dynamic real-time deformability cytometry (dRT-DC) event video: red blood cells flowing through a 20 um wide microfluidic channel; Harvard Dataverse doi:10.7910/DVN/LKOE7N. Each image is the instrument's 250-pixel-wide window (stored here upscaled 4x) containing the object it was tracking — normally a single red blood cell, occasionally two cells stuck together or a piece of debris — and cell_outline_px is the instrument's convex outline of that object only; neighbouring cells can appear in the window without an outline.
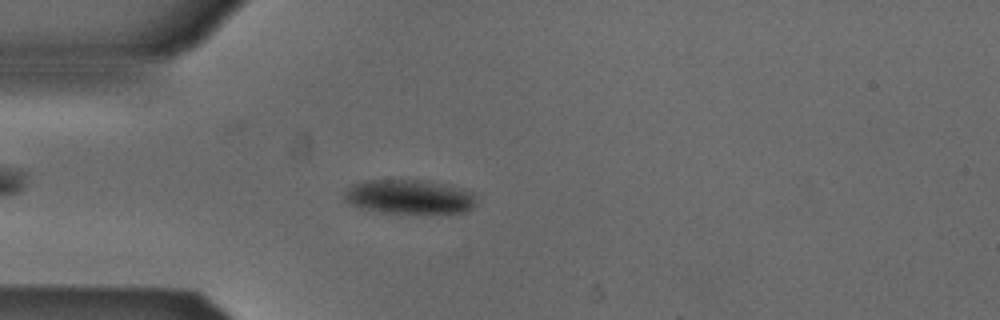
{"species": "Egyptian fruit bat (a non-hibernating species)", "species_latin": "Rousettus aegyptiacus", "temperature_condition": "cold", "stored_images_in_passage": 53, "camera_frame_rate_fps": 3000, "um_per_image_px": 0.085, "animal": {"sex": "male"}, "frame": {"image": 1, "passage_image": 14, "time_ms": 4.333, "image_size_px": [1000, 320], "cell_outline_px": [[476, 204], [468, 212], [384, 212], [364, 208], [352, 204], [344, 200], [344, 192], [348, 184], [364, 180], [428, 180], [460, 188], [472, 192], [476, 196]], "centroid_in_image_um": [34.78, 16.7], "position_along_channel_um": 50.2, "area_um2": 26.24}}
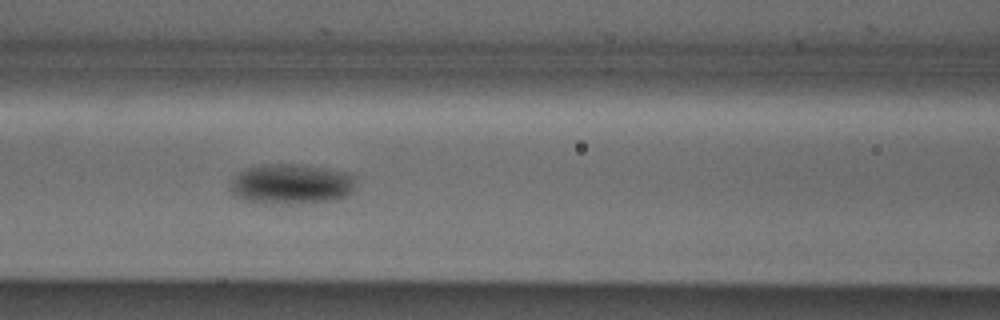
{"frame": {"image": 2, "passage_image": 22, "time_ms": 7.0, "image_size_px": [1000, 320], "cell_outline_px": [[356, 176], [352, 192], [344, 196], [332, 200], [264, 204], [248, 200], [236, 196], [228, 188], [232, 180], [244, 168], [264, 164], [292, 164], [324, 168], [348, 172]], "centroid_in_image_um": [24.74, 15.62], "position_along_channel_um": 141.9, "area_um2": 29.07}}
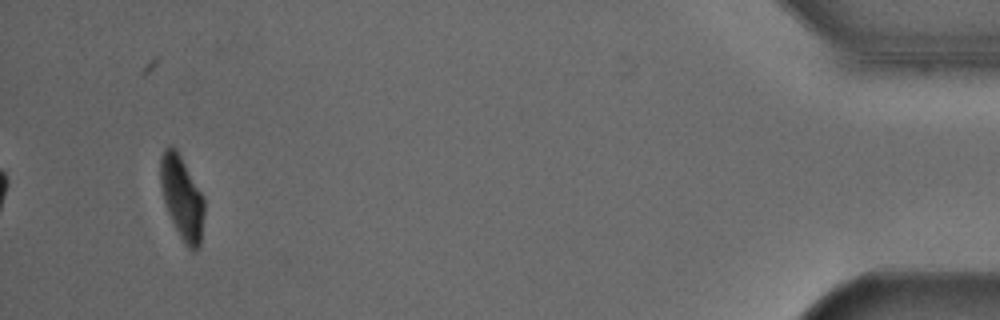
{"frame": {"image": 3, "passage_image": 50, "time_ms": 16.333, "image_size_px": [1000, 320], "cell_outline_px": [[204, 212], [200, 244], [196, 252], [188, 248], [184, 244], [168, 212], [164, 200], [160, 184], [160, 156], [164, 148], [172, 148], [180, 156], [204, 196]], "centroid_in_image_um": [15.47, 16.84], "position_along_channel_um": 419.7, "area_um2": 20.92}, "authors_computed_cell_mechanics": {"area_um2": 24.4494, "velocity_mm_per_s": 3.8395, "shape_relaxation_time_tau1_ms": 2.0517, "shape_relaxation_time_tau2_ms": null, "deformation_change_tau1": 0.091, "deformation_change_tau2": null}}